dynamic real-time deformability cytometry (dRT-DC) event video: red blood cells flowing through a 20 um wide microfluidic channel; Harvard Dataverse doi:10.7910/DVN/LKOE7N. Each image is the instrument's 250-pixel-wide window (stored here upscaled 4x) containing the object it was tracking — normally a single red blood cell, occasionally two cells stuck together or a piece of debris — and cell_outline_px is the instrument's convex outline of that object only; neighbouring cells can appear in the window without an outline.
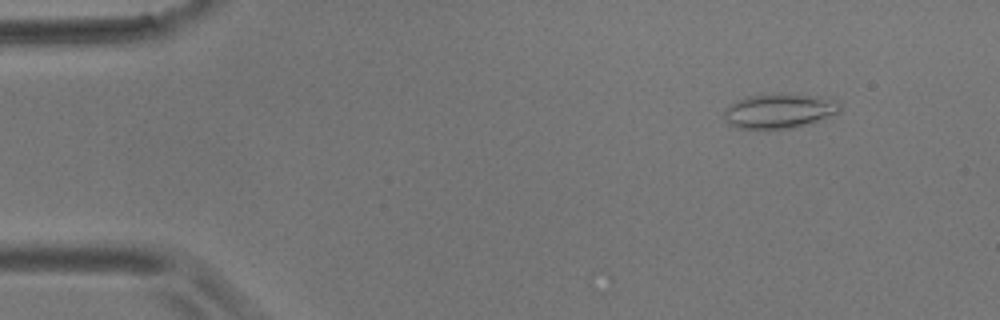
{"species": "common noctule bat (a hibernating species)", "species_latin": "Nyctalus noctula", "temperature_condition": "room temperature", "stored_images_in_passage": 4, "camera_frame_rate_fps": 3000, "um_per_image_px": 0.085, "animal": {"sex": "male", "body_mass_g": 17.9}, "frame": {"image": 1, "passage_image": 2, "time_ms": 1.333, "image_size_px": [1000, 320], "cell_outline_px": [[840, 112], [796, 128], [736, 128], [728, 124], [724, 120], [724, 108], [736, 100], [748, 96], [820, 96], [832, 100], [840, 104]], "centroid_in_image_um": [66.18, 9.47], "position_along_channel_um": 18.8, "area_um2": 22.6}}